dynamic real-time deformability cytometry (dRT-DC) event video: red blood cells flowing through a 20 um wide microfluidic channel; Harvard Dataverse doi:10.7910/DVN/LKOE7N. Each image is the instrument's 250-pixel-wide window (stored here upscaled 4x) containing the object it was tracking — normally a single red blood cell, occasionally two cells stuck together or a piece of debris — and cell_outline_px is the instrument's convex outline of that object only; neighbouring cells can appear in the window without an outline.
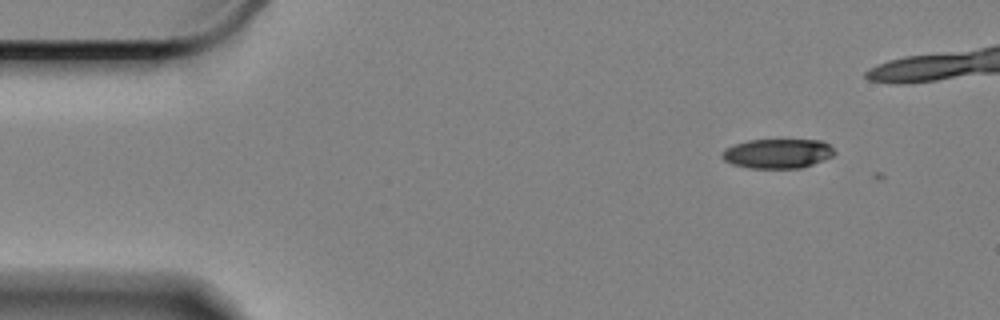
{"species": "Egyptian fruit bat (a non-hibernating species)", "species_latin": "Rousettus aegyptiacus", "temperature_condition": "cold", "stored_images_in_passage": 7, "camera_frame_rate_fps": 3000, "um_per_image_px": 0.085, "animal": {"sex": "female"}, "frame": {"image": 1, "passage_image": 4, "time_ms": 1.0, "image_size_px": [1000, 320], "cell_outline_px": [[836, 152], [832, 156], [812, 164], [800, 168], [748, 168], [732, 164], [724, 160], [724, 152], [728, 148], [736, 144], [748, 140], [824, 140]], "centroid_in_image_um": [66.14, 13.05], "position_along_channel_um": 18.9, "area_um2": 19.02}}